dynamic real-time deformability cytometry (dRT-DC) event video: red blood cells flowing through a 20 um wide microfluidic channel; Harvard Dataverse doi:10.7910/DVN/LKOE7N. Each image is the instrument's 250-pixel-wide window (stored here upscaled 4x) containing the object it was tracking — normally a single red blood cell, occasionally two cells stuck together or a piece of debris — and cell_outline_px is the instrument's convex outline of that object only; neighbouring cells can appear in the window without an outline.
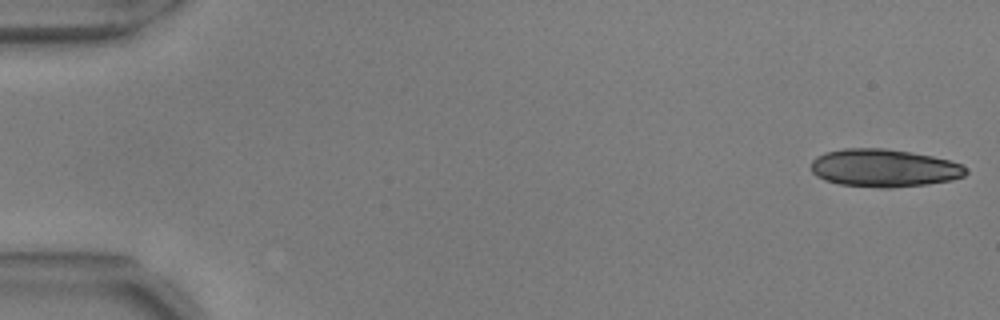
{"species": "common noctule bat (a hibernating species)", "species_latin": "Nyctalus noctula", "temperature_condition": "warm", "stored_images_in_passage": 55, "camera_frame_rate_fps": 3000, "um_per_image_px": 0.085, "animal": {"sex": "male", "body_mass_g": 17.9, "forearm_length_mm": 54.2}, "frame": {"image": 1, "passage_image": 1, "time_ms": 0.0, "image_size_px": [1000, 320], "cell_outline_px": [[968, 172], [964, 176], [952, 180], [924, 184], [892, 188], [880, 188], [840, 184], [824, 180], [816, 176], [812, 172], [812, 160], [816, 156], [824, 152], [844, 148], [884, 148], [932, 156], [948, 160], [960, 164]], "centroid_in_image_um": [75.09, 14.28], "position_along_channel_um": 9.9, "area_um2": 34.04}}
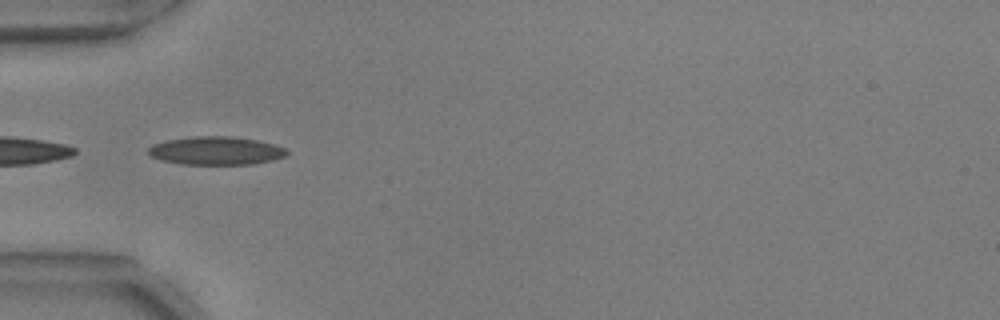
{"frame": {"image": 2, "passage_image": 18, "time_ms": 5.667, "image_size_px": [1000, 320], "cell_outline_px": [[288, 152], [284, 156], [272, 160], [252, 164], [184, 164], [164, 160], [152, 156], [148, 152], [148, 148], [152, 144], [168, 140], [192, 136], [232, 136], [256, 140], [276, 144], [288, 148]], "centroid_in_image_um": [18.4, 12.8], "position_along_channel_um": 66.6, "area_um2": 22.72}}
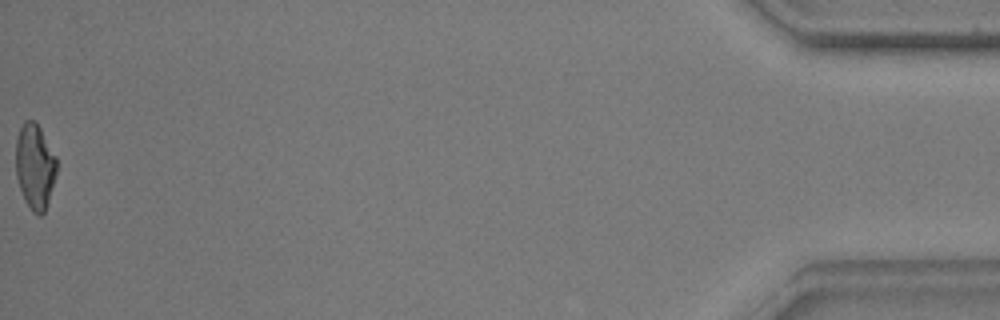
{"frame": {"image": 3, "passage_image": 55, "time_ms": 18.0, "image_size_px": [1000, 320], "cell_outline_px": [[56, 176], [44, 212], [40, 216], [32, 212], [24, 200], [16, 176], [16, 140], [20, 128], [24, 120], [36, 120], [56, 156]], "centroid_in_image_um": [2.96, 14.13], "position_along_channel_um": 432.2, "area_um2": 20.35}, "authors_computed_cell_mechanics": {"area_um2": 21.4438, "velocity_mm_per_s": 3.7165, "shape_relaxation_time_tau1_ms": 5.195, "shape_relaxation_time_tau2_ms": 1.8116, "deformation_change_tau1": 0.1647, "deformation_change_tau2": 0.0986}}